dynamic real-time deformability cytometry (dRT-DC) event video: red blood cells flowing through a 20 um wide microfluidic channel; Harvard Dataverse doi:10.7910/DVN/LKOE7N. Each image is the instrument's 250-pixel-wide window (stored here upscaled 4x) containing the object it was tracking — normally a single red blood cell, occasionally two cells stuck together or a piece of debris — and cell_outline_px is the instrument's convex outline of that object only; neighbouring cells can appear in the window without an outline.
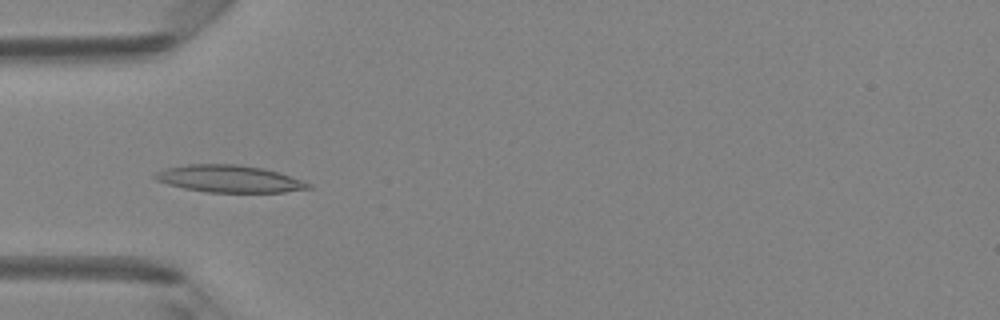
{"species": "Egyptian fruit bat (a non-hibernating species)", "species_latin": "Rousettus aegyptiacus", "temperature_condition": "room temperature", "stored_images_in_passage": 50, "camera_frame_rate_fps": 3000, "um_per_image_px": 0.085, "animal": {"sex": "female"}, "frame": {"image": 1, "passage_image": 16, "time_ms": 5.0, "image_size_px": [1000, 320], "cell_outline_px": [[312, 188], [284, 192], [208, 192], [184, 188], [168, 184], [156, 180], [152, 176], [156, 172], [168, 168], [188, 164], [240, 164], [264, 168], [280, 172], [312, 184]], "centroid_in_image_um": [19.52, 15.19], "position_along_channel_um": 65.5, "area_um2": 24.28}}
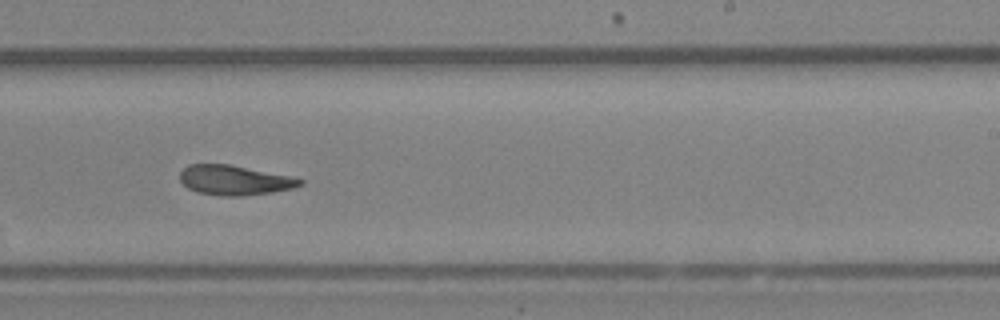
{"frame": {"image": 2, "passage_image": 31, "time_ms": 10.0, "image_size_px": [1000, 320], "cell_outline_px": [[304, 184], [292, 188], [272, 192], [240, 196], [220, 196], [196, 192], [188, 188], [180, 180], [180, 172], [188, 164], [228, 164], [288, 176], [304, 180]], "centroid_in_image_um": [19.89, 15.32], "position_along_channel_um": 269.1, "area_um2": 20.63}}
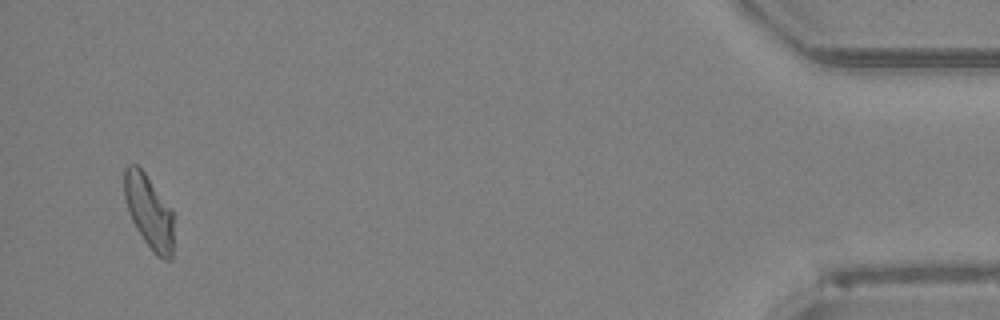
{"frame": {"image": 3, "passage_image": 48, "time_ms": 15.667, "image_size_px": [1000, 320], "cell_outline_px": [[172, 256], [168, 260], [164, 260], [156, 256], [144, 240], [136, 228], [132, 220], [124, 196], [124, 168], [128, 164], [136, 164], [144, 172], [172, 208]], "centroid_in_image_um": [12.65, 17.97], "position_along_channel_um": 422.5, "area_um2": 20.98}, "authors_computed_cell_mechanics": {"area_um2": 21.5594, "velocity_mm_per_s": 4.11, "shape_relaxation_time_tau1_ms": null, "shape_relaxation_time_tau2_ms": 8.868, "deformation_change_tau1": null, "deformation_change_tau2": 0.197}}